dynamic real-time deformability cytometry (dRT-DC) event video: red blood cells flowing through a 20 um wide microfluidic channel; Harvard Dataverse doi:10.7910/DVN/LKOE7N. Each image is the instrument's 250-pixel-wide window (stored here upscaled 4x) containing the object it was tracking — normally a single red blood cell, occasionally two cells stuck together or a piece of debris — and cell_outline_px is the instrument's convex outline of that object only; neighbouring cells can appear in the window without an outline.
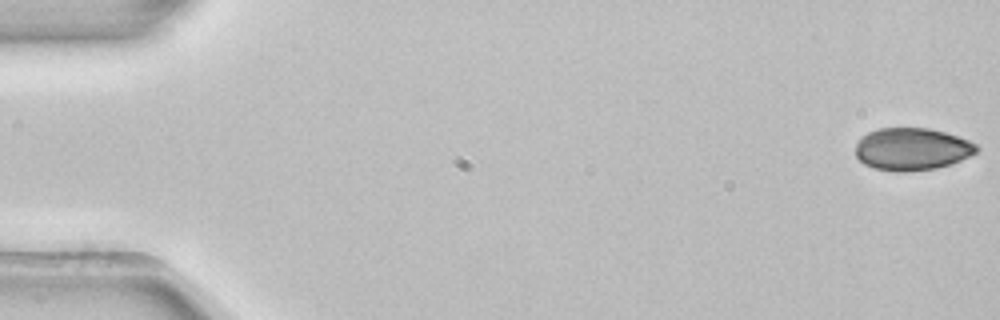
{"species": "common noctule bat (a hibernating species)", "species_latin": "Nyctalus noctula", "temperature_condition": "room temperature", "stored_images_in_passage": 53, "camera_frame_rate_fps": 3000, "um_per_image_px": 0.085, "animal": {"sex": "female", "body_mass_g": 22.7, "forearm_length_mm": 54.2}, "frame": {"image": 1, "passage_image": 1, "time_ms": 0.0, "image_size_px": [1000, 320], "cell_outline_px": [[980, 148], [976, 152], [960, 160], [936, 168], [904, 172], [896, 172], [872, 168], [864, 164], [856, 156], [856, 144], [860, 136], [868, 132], [880, 128], [928, 128], [944, 132], [968, 140], [976, 144]], "centroid_in_image_um": [77.47, 12.67], "position_along_channel_um": 7.5, "area_um2": 29.88}}
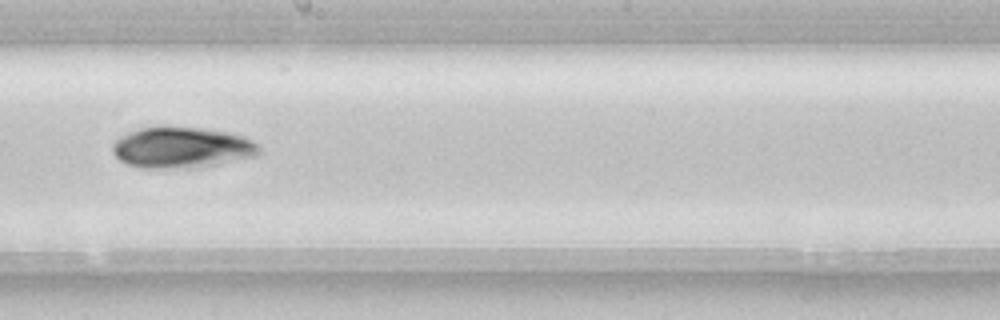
{"frame": {"image": 2, "passage_image": 30, "time_ms": 9.667, "image_size_px": [1000, 320], "cell_outline_px": [[260, 152], [256, 156], [196, 168], [144, 168], [128, 164], [120, 160], [112, 152], [112, 144], [120, 136], [128, 132], [140, 128], [200, 128], [228, 132], [252, 140], [260, 148]], "centroid_in_image_um": [15.43, 12.56], "position_along_channel_um": 232.8, "area_um2": 34.56}}
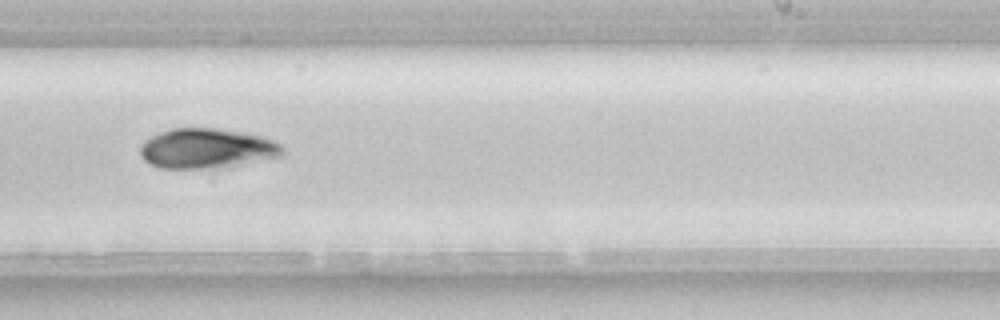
{"frame": {"image": 3, "passage_image": 33, "time_ms": 10.667, "image_size_px": [1000, 320], "cell_outline_px": [[284, 152], [280, 156], [228, 168], [160, 168], [144, 160], [140, 156], [140, 148], [144, 140], [160, 132], [172, 128], [212, 128], [260, 136], [272, 140], [280, 144], [284, 148]], "centroid_in_image_um": [17.57, 12.64], "position_along_channel_um": 271.4, "area_um2": 33.06}}